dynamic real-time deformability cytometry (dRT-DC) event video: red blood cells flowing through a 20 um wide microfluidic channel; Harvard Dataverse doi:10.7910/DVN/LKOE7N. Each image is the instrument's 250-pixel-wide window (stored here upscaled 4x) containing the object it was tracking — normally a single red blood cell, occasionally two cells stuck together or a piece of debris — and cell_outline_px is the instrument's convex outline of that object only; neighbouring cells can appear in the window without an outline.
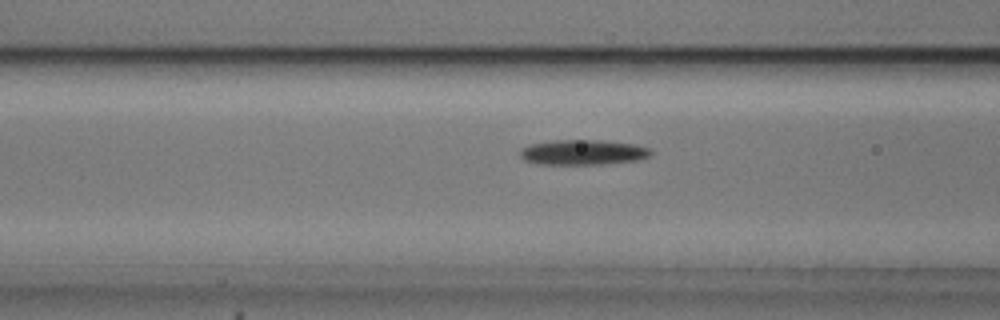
{"species": "common noctule bat (a hibernating species)", "species_latin": "Nyctalus noctula", "temperature_condition": "cold", "stored_images_in_passage": 16, "camera_frame_rate_fps": 3000, "um_per_image_px": 0.085, "animal": {"sex": "male", "body_mass_g": 20.5, "forearm_length_mm": 52.5}, "frame": {"image": 1, "passage_image": 14, "time_ms": 4.333, "image_size_px": [1000, 320], "cell_outline_px": [[652, 156], [640, 160], [604, 164], [536, 164], [524, 160], [520, 156], [520, 148], [528, 144], [556, 140], [604, 140], [632, 144], [648, 148], [652, 152]], "centroid_in_image_um": [49.54, 12.95], "position_along_channel_um": 117.1, "area_um2": 19.36}}